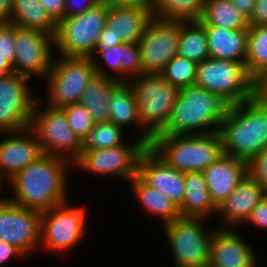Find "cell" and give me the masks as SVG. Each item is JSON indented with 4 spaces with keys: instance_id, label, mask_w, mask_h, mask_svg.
Masks as SVG:
<instances>
[{
    "instance_id": "24",
    "label": "cell",
    "mask_w": 267,
    "mask_h": 267,
    "mask_svg": "<svg viewBox=\"0 0 267 267\" xmlns=\"http://www.w3.org/2000/svg\"><path fill=\"white\" fill-rule=\"evenodd\" d=\"M110 122L116 124L123 130L132 124L142 129L138 138L147 146H150L152 137L141 127L138 116L137 99L132 85L129 81H118L110 90ZM130 125V126H129Z\"/></svg>"
},
{
    "instance_id": "32",
    "label": "cell",
    "mask_w": 267,
    "mask_h": 267,
    "mask_svg": "<svg viewBox=\"0 0 267 267\" xmlns=\"http://www.w3.org/2000/svg\"><path fill=\"white\" fill-rule=\"evenodd\" d=\"M205 0H151L152 17L168 21H199Z\"/></svg>"
},
{
    "instance_id": "18",
    "label": "cell",
    "mask_w": 267,
    "mask_h": 267,
    "mask_svg": "<svg viewBox=\"0 0 267 267\" xmlns=\"http://www.w3.org/2000/svg\"><path fill=\"white\" fill-rule=\"evenodd\" d=\"M0 135L4 137L0 140V178L8 182L41 157L43 152L35 132L30 127L20 131L0 132Z\"/></svg>"
},
{
    "instance_id": "19",
    "label": "cell",
    "mask_w": 267,
    "mask_h": 267,
    "mask_svg": "<svg viewBox=\"0 0 267 267\" xmlns=\"http://www.w3.org/2000/svg\"><path fill=\"white\" fill-rule=\"evenodd\" d=\"M138 176L151 188L167 195L178 207L182 205L185 172L169 166L149 146L140 155Z\"/></svg>"
},
{
    "instance_id": "29",
    "label": "cell",
    "mask_w": 267,
    "mask_h": 267,
    "mask_svg": "<svg viewBox=\"0 0 267 267\" xmlns=\"http://www.w3.org/2000/svg\"><path fill=\"white\" fill-rule=\"evenodd\" d=\"M118 81L95 74L87 84L80 104L86 106L95 123L110 120L109 94Z\"/></svg>"
},
{
    "instance_id": "38",
    "label": "cell",
    "mask_w": 267,
    "mask_h": 267,
    "mask_svg": "<svg viewBox=\"0 0 267 267\" xmlns=\"http://www.w3.org/2000/svg\"><path fill=\"white\" fill-rule=\"evenodd\" d=\"M249 173L257 180L267 194V148L249 163Z\"/></svg>"
},
{
    "instance_id": "20",
    "label": "cell",
    "mask_w": 267,
    "mask_h": 267,
    "mask_svg": "<svg viewBox=\"0 0 267 267\" xmlns=\"http://www.w3.org/2000/svg\"><path fill=\"white\" fill-rule=\"evenodd\" d=\"M217 227L212 235L208 267L260 266L252 247L234 228Z\"/></svg>"
},
{
    "instance_id": "21",
    "label": "cell",
    "mask_w": 267,
    "mask_h": 267,
    "mask_svg": "<svg viewBox=\"0 0 267 267\" xmlns=\"http://www.w3.org/2000/svg\"><path fill=\"white\" fill-rule=\"evenodd\" d=\"M97 58H100L102 61L100 62ZM90 59L93 61L96 74L109 77L117 81H130L131 78L141 76L143 74V66L138 43L123 42L120 45L109 47L106 51H93ZM111 70L112 72L114 71L115 75L111 72Z\"/></svg>"
},
{
    "instance_id": "33",
    "label": "cell",
    "mask_w": 267,
    "mask_h": 267,
    "mask_svg": "<svg viewBox=\"0 0 267 267\" xmlns=\"http://www.w3.org/2000/svg\"><path fill=\"white\" fill-rule=\"evenodd\" d=\"M245 67L253 79L267 69V25L249 26Z\"/></svg>"
},
{
    "instance_id": "10",
    "label": "cell",
    "mask_w": 267,
    "mask_h": 267,
    "mask_svg": "<svg viewBox=\"0 0 267 267\" xmlns=\"http://www.w3.org/2000/svg\"><path fill=\"white\" fill-rule=\"evenodd\" d=\"M54 58L47 75V104L62 108L69 104L79 103L81 96L96 74L90 57L61 56Z\"/></svg>"
},
{
    "instance_id": "41",
    "label": "cell",
    "mask_w": 267,
    "mask_h": 267,
    "mask_svg": "<svg viewBox=\"0 0 267 267\" xmlns=\"http://www.w3.org/2000/svg\"><path fill=\"white\" fill-rule=\"evenodd\" d=\"M249 26L267 25V0H257L251 16L248 18Z\"/></svg>"
},
{
    "instance_id": "42",
    "label": "cell",
    "mask_w": 267,
    "mask_h": 267,
    "mask_svg": "<svg viewBox=\"0 0 267 267\" xmlns=\"http://www.w3.org/2000/svg\"><path fill=\"white\" fill-rule=\"evenodd\" d=\"M40 2L57 23L65 18L66 0H40Z\"/></svg>"
},
{
    "instance_id": "25",
    "label": "cell",
    "mask_w": 267,
    "mask_h": 267,
    "mask_svg": "<svg viewBox=\"0 0 267 267\" xmlns=\"http://www.w3.org/2000/svg\"><path fill=\"white\" fill-rule=\"evenodd\" d=\"M208 39L211 58L241 62L245 66L248 29H224L215 25H202Z\"/></svg>"
},
{
    "instance_id": "14",
    "label": "cell",
    "mask_w": 267,
    "mask_h": 267,
    "mask_svg": "<svg viewBox=\"0 0 267 267\" xmlns=\"http://www.w3.org/2000/svg\"><path fill=\"white\" fill-rule=\"evenodd\" d=\"M180 21L152 17L138 42L143 74H160L166 64L177 55Z\"/></svg>"
},
{
    "instance_id": "4",
    "label": "cell",
    "mask_w": 267,
    "mask_h": 267,
    "mask_svg": "<svg viewBox=\"0 0 267 267\" xmlns=\"http://www.w3.org/2000/svg\"><path fill=\"white\" fill-rule=\"evenodd\" d=\"M176 170L203 171L223 155L218 132L198 135H155L149 146Z\"/></svg>"
},
{
    "instance_id": "23",
    "label": "cell",
    "mask_w": 267,
    "mask_h": 267,
    "mask_svg": "<svg viewBox=\"0 0 267 267\" xmlns=\"http://www.w3.org/2000/svg\"><path fill=\"white\" fill-rule=\"evenodd\" d=\"M202 173L210 198L218 208L249 173V163L223 154Z\"/></svg>"
},
{
    "instance_id": "43",
    "label": "cell",
    "mask_w": 267,
    "mask_h": 267,
    "mask_svg": "<svg viewBox=\"0 0 267 267\" xmlns=\"http://www.w3.org/2000/svg\"><path fill=\"white\" fill-rule=\"evenodd\" d=\"M254 97L267 106V69L254 79Z\"/></svg>"
},
{
    "instance_id": "27",
    "label": "cell",
    "mask_w": 267,
    "mask_h": 267,
    "mask_svg": "<svg viewBox=\"0 0 267 267\" xmlns=\"http://www.w3.org/2000/svg\"><path fill=\"white\" fill-rule=\"evenodd\" d=\"M131 188L148 214L157 216L162 225L181 216L179 207L164 193L148 186L138 175L131 181Z\"/></svg>"
},
{
    "instance_id": "44",
    "label": "cell",
    "mask_w": 267,
    "mask_h": 267,
    "mask_svg": "<svg viewBox=\"0 0 267 267\" xmlns=\"http://www.w3.org/2000/svg\"><path fill=\"white\" fill-rule=\"evenodd\" d=\"M25 259V255L15 246L0 241V266L10 261L12 258Z\"/></svg>"
},
{
    "instance_id": "2",
    "label": "cell",
    "mask_w": 267,
    "mask_h": 267,
    "mask_svg": "<svg viewBox=\"0 0 267 267\" xmlns=\"http://www.w3.org/2000/svg\"><path fill=\"white\" fill-rule=\"evenodd\" d=\"M218 133L223 154L250 163L267 148V106L255 97L230 105Z\"/></svg>"
},
{
    "instance_id": "17",
    "label": "cell",
    "mask_w": 267,
    "mask_h": 267,
    "mask_svg": "<svg viewBox=\"0 0 267 267\" xmlns=\"http://www.w3.org/2000/svg\"><path fill=\"white\" fill-rule=\"evenodd\" d=\"M151 19L150 8L108 2L105 28L94 51H106L123 42L138 43Z\"/></svg>"
},
{
    "instance_id": "15",
    "label": "cell",
    "mask_w": 267,
    "mask_h": 267,
    "mask_svg": "<svg viewBox=\"0 0 267 267\" xmlns=\"http://www.w3.org/2000/svg\"><path fill=\"white\" fill-rule=\"evenodd\" d=\"M14 48V72L29 78H47L54 59L53 36L37 29L14 25Z\"/></svg>"
},
{
    "instance_id": "45",
    "label": "cell",
    "mask_w": 267,
    "mask_h": 267,
    "mask_svg": "<svg viewBox=\"0 0 267 267\" xmlns=\"http://www.w3.org/2000/svg\"><path fill=\"white\" fill-rule=\"evenodd\" d=\"M231 1L246 18H249L252 14L253 8L257 0H231Z\"/></svg>"
},
{
    "instance_id": "5",
    "label": "cell",
    "mask_w": 267,
    "mask_h": 267,
    "mask_svg": "<svg viewBox=\"0 0 267 267\" xmlns=\"http://www.w3.org/2000/svg\"><path fill=\"white\" fill-rule=\"evenodd\" d=\"M129 82L136 95L141 127L153 138L169 123L180 90L160 74H142Z\"/></svg>"
},
{
    "instance_id": "36",
    "label": "cell",
    "mask_w": 267,
    "mask_h": 267,
    "mask_svg": "<svg viewBox=\"0 0 267 267\" xmlns=\"http://www.w3.org/2000/svg\"><path fill=\"white\" fill-rule=\"evenodd\" d=\"M62 109L72 131L76 133L82 141L95 125L88 109L80 103L69 104L62 107Z\"/></svg>"
},
{
    "instance_id": "35",
    "label": "cell",
    "mask_w": 267,
    "mask_h": 267,
    "mask_svg": "<svg viewBox=\"0 0 267 267\" xmlns=\"http://www.w3.org/2000/svg\"><path fill=\"white\" fill-rule=\"evenodd\" d=\"M197 63L185 57L175 55L165 66L160 75L174 87L181 90L194 85L196 80Z\"/></svg>"
},
{
    "instance_id": "31",
    "label": "cell",
    "mask_w": 267,
    "mask_h": 267,
    "mask_svg": "<svg viewBox=\"0 0 267 267\" xmlns=\"http://www.w3.org/2000/svg\"><path fill=\"white\" fill-rule=\"evenodd\" d=\"M177 55L196 63L210 57L207 34L198 21H180Z\"/></svg>"
},
{
    "instance_id": "8",
    "label": "cell",
    "mask_w": 267,
    "mask_h": 267,
    "mask_svg": "<svg viewBox=\"0 0 267 267\" xmlns=\"http://www.w3.org/2000/svg\"><path fill=\"white\" fill-rule=\"evenodd\" d=\"M203 220L205 218L180 216L162 225L175 267H208L215 228L205 229Z\"/></svg>"
},
{
    "instance_id": "49",
    "label": "cell",
    "mask_w": 267,
    "mask_h": 267,
    "mask_svg": "<svg viewBox=\"0 0 267 267\" xmlns=\"http://www.w3.org/2000/svg\"><path fill=\"white\" fill-rule=\"evenodd\" d=\"M3 183H4V181L0 178V191H1V188H3ZM1 198H4V196L3 197H0V199Z\"/></svg>"
},
{
    "instance_id": "22",
    "label": "cell",
    "mask_w": 267,
    "mask_h": 267,
    "mask_svg": "<svg viewBox=\"0 0 267 267\" xmlns=\"http://www.w3.org/2000/svg\"><path fill=\"white\" fill-rule=\"evenodd\" d=\"M266 195L263 187L248 173L217 208V215L221 214L224 221L219 227L233 228L234 226L235 228L239 224L245 223L256 205Z\"/></svg>"
},
{
    "instance_id": "26",
    "label": "cell",
    "mask_w": 267,
    "mask_h": 267,
    "mask_svg": "<svg viewBox=\"0 0 267 267\" xmlns=\"http://www.w3.org/2000/svg\"><path fill=\"white\" fill-rule=\"evenodd\" d=\"M184 184V199L179 207L181 216L207 218L217 213L202 171L185 172Z\"/></svg>"
},
{
    "instance_id": "1",
    "label": "cell",
    "mask_w": 267,
    "mask_h": 267,
    "mask_svg": "<svg viewBox=\"0 0 267 267\" xmlns=\"http://www.w3.org/2000/svg\"><path fill=\"white\" fill-rule=\"evenodd\" d=\"M71 164L66 158L43 154L8 181L14 194L8 199L39 212L60 205L68 200L67 168Z\"/></svg>"
},
{
    "instance_id": "28",
    "label": "cell",
    "mask_w": 267,
    "mask_h": 267,
    "mask_svg": "<svg viewBox=\"0 0 267 267\" xmlns=\"http://www.w3.org/2000/svg\"><path fill=\"white\" fill-rule=\"evenodd\" d=\"M8 22L15 26L37 29L55 37L57 22L41 5L40 0H14Z\"/></svg>"
},
{
    "instance_id": "46",
    "label": "cell",
    "mask_w": 267,
    "mask_h": 267,
    "mask_svg": "<svg viewBox=\"0 0 267 267\" xmlns=\"http://www.w3.org/2000/svg\"><path fill=\"white\" fill-rule=\"evenodd\" d=\"M14 0H0V21H8Z\"/></svg>"
},
{
    "instance_id": "40",
    "label": "cell",
    "mask_w": 267,
    "mask_h": 267,
    "mask_svg": "<svg viewBox=\"0 0 267 267\" xmlns=\"http://www.w3.org/2000/svg\"><path fill=\"white\" fill-rule=\"evenodd\" d=\"M102 0H66L65 18L82 14L87 9L94 7Z\"/></svg>"
},
{
    "instance_id": "39",
    "label": "cell",
    "mask_w": 267,
    "mask_h": 267,
    "mask_svg": "<svg viewBox=\"0 0 267 267\" xmlns=\"http://www.w3.org/2000/svg\"><path fill=\"white\" fill-rule=\"evenodd\" d=\"M245 223L253 224L259 229H267V195L256 205Z\"/></svg>"
},
{
    "instance_id": "13",
    "label": "cell",
    "mask_w": 267,
    "mask_h": 267,
    "mask_svg": "<svg viewBox=\"0 0 267 267\" xmlns=\"http://www.w3.org/2000/svg\"><path fill=\"white\" fill-rule=\"evenodd\" d=\"M148 146L139 138L131 145L124 143L106 149H92L83 152L73 163L82 170L104 176H118L131 181L138 175V161Z\"/></svg>"
},
{
    "instance_id": "30",
    "label": "cell",
    "mask_w": 267,
    "mask_h": 267,
    "mask_svg": "<svg viewBox=\"0 0 267 267\" xmlns=\"http://www.w3.org/2000/svg\"><path fill=\"white\" fill-rule=\"evenodd\" d=\"M201 25H215L224 29H248V18L232 3L231 0H205Z\"/></svg>"
},
{
    "instance_id": "37",
    "label": "cell",
    "mask_w": 267,
    "mask_h": 267,
    "mask_svg": "<svg viewBox=\"0 0 267 267\" xmlns=\"http://www.w3.org/2000/svg\"><path fill=\"white\" fill-rule=\"evenodd\" d=\"M0 53L6 56L14 67V25L8 21H0Z\"/></svg>"
},
{
    "instance_id": "16",
    "label": "cell",
    "mask_w": 267,
    "mask_h": 267,
    "mask_svg": "<svg viewBox=\"0 0 267 267\" xmlns=\"http://www.w3.org/2000/svg\"><path fill=\"white\" fill-rule=\"evenodd\" d=\"M40 233L41 212L15 204L7 197L0 199V241L28 257L40 245Z\"/></svg>"
},
{
    "instance_id": "11",
    "label": "cell",
    "mask_w": 267,
    "mask_h": 267,
    "mask_svg": "<svg viewBox=\"0 0 267 267\" xmlns=\"http://www.w3.org/2000/svg\"><path fill=\"white\" fill-rule=\"evenodd\" d=\"M67 201L41 212L40 245L47 250L66 252L84 236L85 209L69 206Z\"/></svg>"
},
{
    "instance_id": "7",
    "label": "cell",
    "mask_w": 267,
    "mask_h": 267,
    "mask_svg": "<svg viewBox=\"0 0 267 267\" xmlns=\"http://www.w3.org/2000/svg\"><path fill=\"white\" fill-rule=\"evenodd\" d=\"M195 85L220 96L229 105L254 97V79L241 62L209 57L197 63Z\"/></svg>"
},
{
    "instance_id": "12",
    "label": "cell",
    "mask_w": 267,
    "mask_h": 267,
    "mask_svg": "<svg viewBox=\"0 0 267 267\" xmlns=\"http://www.w3.org/2000/svg\"><path fill=\"white\" fill-rule=\"evenodd\" d=\"M28 80L29 77L16 72L0 77V132L30 127L37 98Z\"/></svg>"
},
{
    "instance_id": "6",
    "label": "cell",
    "mask_w": 267,
    "mask_h": 267,
    "mask_svg": "<svg viewBox=\"0 0 267 267\" xmlns=\"http://www.w3.org/2000/svg\"><path fill=\"white\" fill-rule=\"evenodd\" d=\"M108 1L102 0L77 16L63 18L57 23L55 50L61 56L91 57L105 28Z\"/></svg>"
},
{
    "instance_id": "48",
    "label": "cell",
    "mask_w": 267,
    "mask_h": 267,
    "mask_svg": "<svg viewBox=\"0 0 267 267\" xmlns=\"http://www.w3.org/2000/svg\"><path fill=\"white\" fill-rule=\"evenodd\" d=\"M14 72L13 65L8 61L6 56H3L0 53V74L1 75H7Z\"/></svg>"
},
{
    "instance_id": "47",
    "label": "cell",
    "mask_w": 267,
    "mask_h": 267,
    "mask_svg": "<svg viewBox=\"0 0 267 267\" xmlns=\"http://www.w3.org/2000/svg\"><path fill=\"white\" fill-rule=\"evenodd\" d=\"M113 4H127V5H139L142 7L149 8L151 0H107Z\"/></svg>"
},
{
    "instance_id": "9",
    "label": "cell",
    "mask_w": 267,
    "mask_h": 267,
    "mask_svg": "<svg viewBox=\"0 0 267 267\" xmlns=\"http://www.w3.org/2000/svg\"><path fill=\"white\" fill-rule=\"evenodd\" d=\"M43 101L35 102L30 128L35 132L43 154L66 158L74 163L81 155V140L69 126L62 108L40 109ZM40 104V105H39Z\"/></svg>"
},
{
    "instance_id": "34",
    "label": "cell",
    "mask_w": 267,
    "mask_h": 267,
    "mask_svg": "<svg viewBox=\"0 0 267 267\" xmlns=\"http://www.w3.org/2000/svg\"><path fill=\"white\" fill-rule=\"evenodd\" d=\"M123 129L108 122L95 123L94 127L81 141V154L92 149H106L123 145Z\"/></svg>"
},
{
    "instance_id": "3",
    "label": "cell",
    "mask_w": 267,
    "mask_h": 267,
    "mask_svg": "<svg viewBox=\"0 0 267 267\" xmlns=\"http://www.w3.org/2000/svg\"><path fill=\"white\" fill-rule=\"evenodd\" d=\"M229 106L220 96L202 87L195 84L186 86L179 91L169 123L157 135H198L218 132Z\"/></svg>"
}]
</instances>
